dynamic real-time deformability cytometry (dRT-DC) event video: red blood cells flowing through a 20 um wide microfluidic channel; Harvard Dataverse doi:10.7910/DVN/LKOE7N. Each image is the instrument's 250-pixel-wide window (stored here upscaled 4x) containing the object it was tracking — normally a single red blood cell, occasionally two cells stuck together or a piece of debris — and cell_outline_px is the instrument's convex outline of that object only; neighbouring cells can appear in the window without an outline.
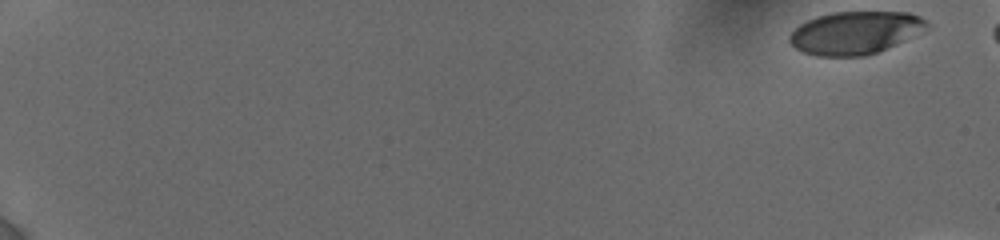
{"species": "human", "species_latin": "Homo sapiens", "temperature_condition": "cold", "stored_images_in_passage": 32, "camera_frame_rate_fps": 3000, "um_per_image_px": 0.085, "donor": {"sex": "female"}, "frame": {"image": 1, "passage_image": 1, "time_ms": 0.0, "image_size_px": [1000, 240], "cell_outline_px": [[928, 24], [900, 40], [876, 52], [864, 56], [816, 56], [804, 52], [796, 48], [788, 40], [788, 36], [800, 24], [816, 16], [832, 12], [908, 12], [920, 16], [928, 20]], "centroid_in_image_um": [72.57, 2.77], "position_along_channel_um": 12.4, "area_um2": 33.29}}